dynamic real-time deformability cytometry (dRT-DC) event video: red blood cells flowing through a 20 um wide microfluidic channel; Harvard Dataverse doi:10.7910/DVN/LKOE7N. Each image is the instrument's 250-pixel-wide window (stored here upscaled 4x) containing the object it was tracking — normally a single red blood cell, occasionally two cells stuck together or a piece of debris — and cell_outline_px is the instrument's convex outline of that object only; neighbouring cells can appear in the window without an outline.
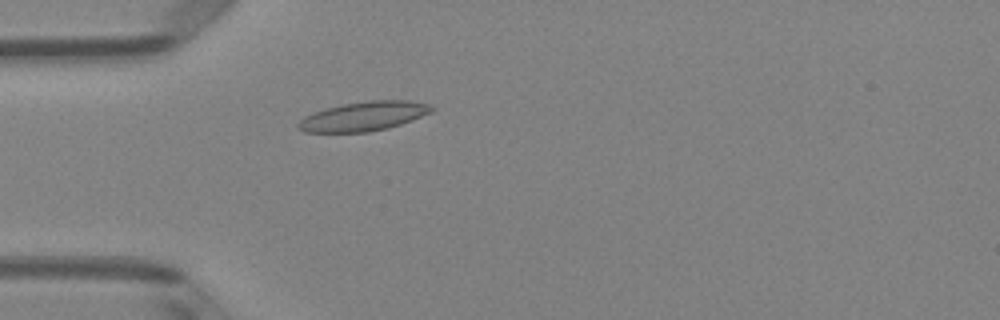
{"species": "Egyptian fruit bat (a non-hibernating species)", "species_latin": "Rousettus aegyptiacus", "temperature_condition": "room temperature", "stored_images_in_passage": 44, "camera_frame_rate_fps": 3000, "um_per_image_px": 0.085, "animal": {"sex": "female"}, "frame": {"image": 1, "passage_image": 8, "time_ms": 2.333, "image_size_px": [1000, 320], "cell_outline_px": [[436, 108], [432, 112], [412, 120], [388, 128], [368, 132], [304, 132], [296, 128], [296, 124], [304, 116], [312, 112], [324, 108], [344, 104], [368, 100], [408, 100], [432, 104]], "centroid_in_image_um": [30.91, 9.87], "position_along_channel_um": 54.1, "area_um2": 23.06}}
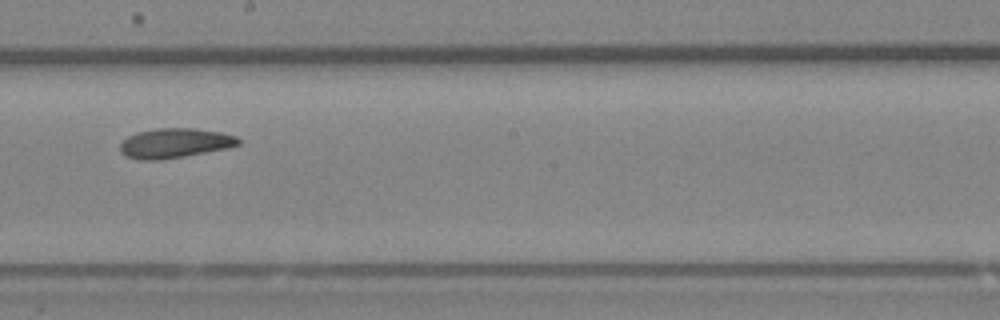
{"frame": {"image": 2, "passage_image": 22, "time_ms": 7.0, "image_size_px": [1000, 320], "cell_outline_px": [[240, 144], [228, 148], [184, 156], [160, 160], [140, 160], [124, 156], [120, 152], [120, 144], [128, 136], [136, 132], [156, 128], [192, 128], [220, 132], [236, 136], [240, 140]], "centroid_in_image_um": [14.83, 12.17], "position_along_channel_um": 233.4, "area_um2": 20.52}}
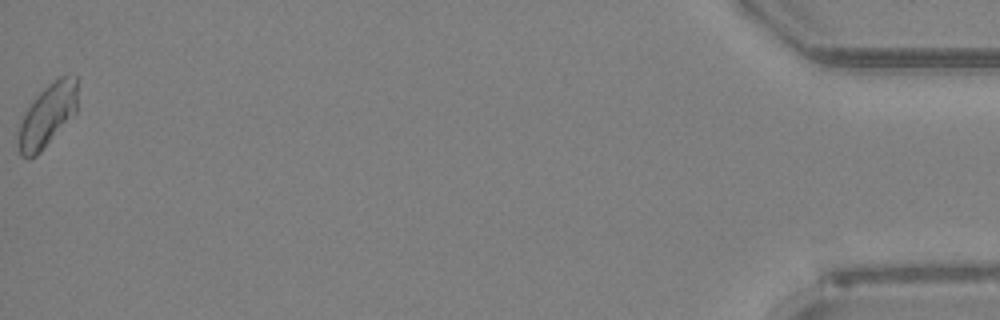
{"frame": {"image": 3, "passage_image": 44, "time_ms": 14.333, "image_size_px": [1000, 320], "cell_outline_px": [[76, 112], [40, 152], [36, 156], [28, 160], [20, 156], [16, 140], [20, 124], [24, 112], [36, 96], [48, 84], [60, 76], [76, 76]], "centroid_in_image_um": [3.97, 9.85], "position_along_channel_um": 431.2, "area_um2": 21.56}, "authors_computed_cell_mechanics": {"area_um2": 20.4034, "velocity_mm_per_s": 4.0055, "shape_relaxation_time_tau1_ms": null, "shape_relaxation_time_tau2_ms": 4.6075, "deformation_change_tau1": null, "deformation_change_tau2": 0.0809}}